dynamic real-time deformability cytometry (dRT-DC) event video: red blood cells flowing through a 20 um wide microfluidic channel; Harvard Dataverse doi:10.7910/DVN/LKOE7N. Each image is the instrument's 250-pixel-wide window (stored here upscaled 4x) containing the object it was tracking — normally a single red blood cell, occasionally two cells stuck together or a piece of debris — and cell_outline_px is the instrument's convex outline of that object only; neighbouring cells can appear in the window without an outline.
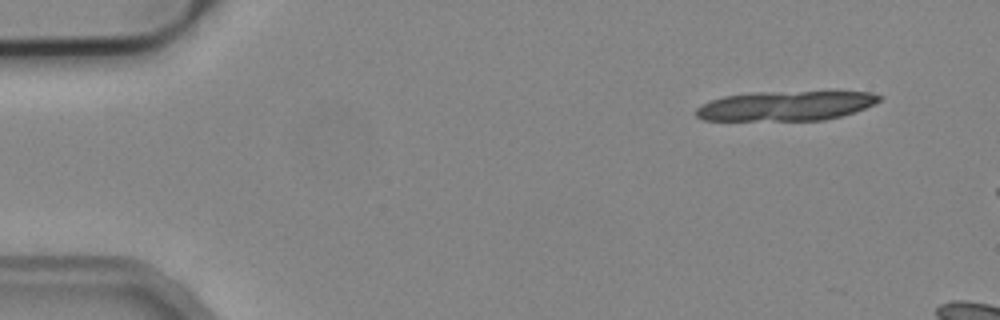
{"species": "common noctule bat (a hibernating species)", "species_latin": "Nyctalus noctula", "temperature_condition": "cold", "stored_images_in_passage": 12, "camera_frame_rate_fps": 3000, "um_per_image_px": 0.085, "animal": {"sex": "male", "body_mass_g": 19.2, "forearm_length_mm": 51.8}, "frame": {"image": 1, "passage_image": 5, "time_ms": 1.333, "image_size_px": [1000, 320], "cell_outline_px": [[884, 96], [876, 104], [856, 112], [824, 120], [704, 120], [696, 116], [696, 108], [712, 100], [724, 96], [748, 92], [872, 92]], "centroid_in_image_um": [66.84, 8.99], "position_along_channel_um": 18.2, "area_um2": 31.67}}